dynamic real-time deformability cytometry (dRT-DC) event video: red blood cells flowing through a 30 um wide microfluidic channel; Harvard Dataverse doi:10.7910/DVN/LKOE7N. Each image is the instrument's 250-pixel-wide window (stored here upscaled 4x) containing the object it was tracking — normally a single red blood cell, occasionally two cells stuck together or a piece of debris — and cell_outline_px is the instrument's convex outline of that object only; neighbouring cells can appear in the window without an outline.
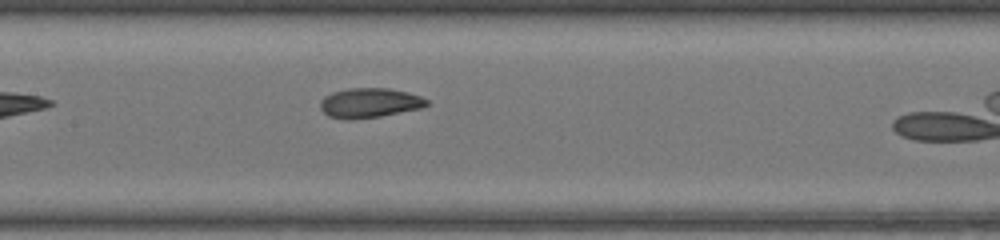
{"species": "common noctule bat (a hibernating species)", "species_latin": "Nyctalus noctula", "temperature_condition": "warm", "stored_images_in_passage": 36, "camera_frame_rate_fps": 3000, "um_per_image_px": 0.085, "animal": {"sex": "female", "body_mass_g": 17.0, "forearm_length_mm": 48.0}, "frame": {"image": 1, "passage_image": 21, "time_ms": 6.667, "image_size_px": [1000, 240], "cell_outline_px": [[432, 104], [424, 108], [380, 116], [348, 120], [328, 116], [320, 108], [320, 100], [324, 96], [332, 92], [348, 88], [388, 88], [408, 92], [420, 96], [428, 100]], "centroid_in_image_um": [31.44, 8.74], "position_along_channel_um": 176.0, "area_um2": 18.67}}
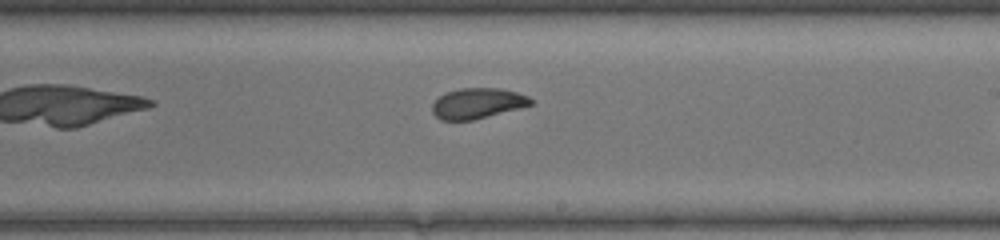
{"frame": {"image": 2, "passage_image": 26, "time_ms": 8.333, "image_size_px": [1000, 240], "cell_outline_px": [[532, 104], [520, 108], [472, 120], [440, 120], [432, 112], [432, 104], [444, 92], [460, 88], [500, 88], [516, 92], [528, 96], [532, 100]], "centroid_in_image_um": [40.56, 8.78], "position_along_channel_um": 248.4, "area_um2": 17.46}, "authors_computed_cell_mechanics": {"area_um2": 19.4208, "velocity_mm_per_s": 4.3714, "shape_relaxation_time_tau1_ms": 5.0026, "shape_relaxation_time_tau2_ms": 1.1199, "deformation_change_tau1": 0.1588, "deformation_change_tau2": 0.0597}}